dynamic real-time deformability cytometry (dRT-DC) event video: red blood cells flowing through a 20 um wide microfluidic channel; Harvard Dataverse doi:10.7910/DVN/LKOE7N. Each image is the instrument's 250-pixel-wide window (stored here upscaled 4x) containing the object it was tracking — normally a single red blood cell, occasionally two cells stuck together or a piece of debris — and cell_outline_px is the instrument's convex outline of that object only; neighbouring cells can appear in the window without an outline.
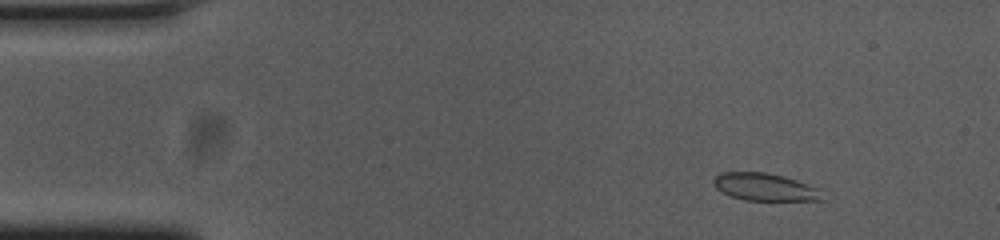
{"species": "common noctule bat (a hibernating species)", "species_latin": "Nyctalus noctula", "temperature_condition": "cold", "stored_images_in_passage": 54, "camera_frame_rate_fps": 3000, "um_per_image_px": 0.085, "animal": {"sex": "female", "body_mass_g": 23.0, "forearm_length_mm": 53.4}, "frame": {"image": 1, "passage_image": 6, "time_ms": 1.667, "image_size_px": [1000, 240], "cell_outline_px": [[824, 200], [744, 200], [732, 196], [716, 188], [712, 184], [712, 180], [720, 172], [764, 172], [784, 176], [820, 188]], "centroid_in_image_um": [65.02, 15.89], "position_along_channel_um": 20.0, "area_um2": 17.4}}
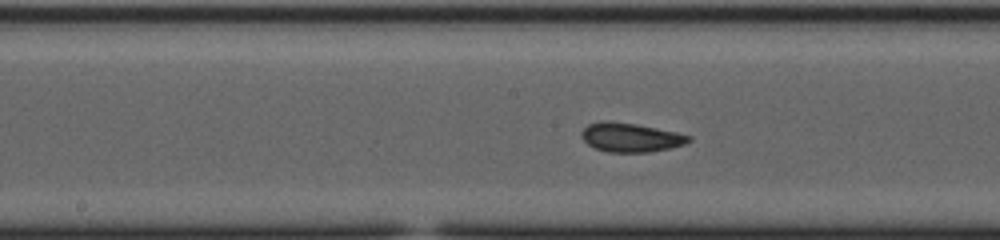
{"frame": {"image": 2, "passage_image": 27, "time_ms": 8.667, "image_size_px": [1000, 240], "cell_outline_px": [[692, 140], [684, 144], [672, 148], [648, 152], [608, 152], [596, 148], [588, 144], [580, 136], [580, 132], [588, 124], [600, 120], [608, 120], [636, 124], [676, 132], [692, 136]], "centroid_in_image_um": [53.59, 11.67], "position_along_channel_um": 194.6, "area_um2": 18.26}}
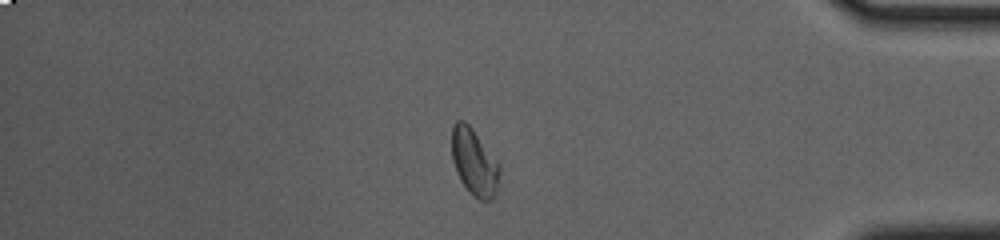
{"frame": {"image": 3, "passage_image": 46, "time_ms": 15.0, "image_size_px": [1000, 240], "cell_outline_px": [[500, 168], [496, 188], [492, 200], [480, 200], [472, 196], [460, 180], [456, 172], [452, 160], [452, 128], [456, 120], [464, 120], [472, 128], [500, 164]], "centroid_in_image_um": [40.29, 13.78], "position_along_channel_um": 394.9, "area_um2": 18.5}, "authors_computed_cell_mechanics": {"area_um2": 18.1203, "velocity_mm_per_s": 3.6873, "shape_relaxation_time_tau1_ms": 11.3043, "shape_relaxation_time_tau2_ms": 2.0001, "deformation_change_tau1": 0.1584, "deformation_change_tau2": 0.0731}}